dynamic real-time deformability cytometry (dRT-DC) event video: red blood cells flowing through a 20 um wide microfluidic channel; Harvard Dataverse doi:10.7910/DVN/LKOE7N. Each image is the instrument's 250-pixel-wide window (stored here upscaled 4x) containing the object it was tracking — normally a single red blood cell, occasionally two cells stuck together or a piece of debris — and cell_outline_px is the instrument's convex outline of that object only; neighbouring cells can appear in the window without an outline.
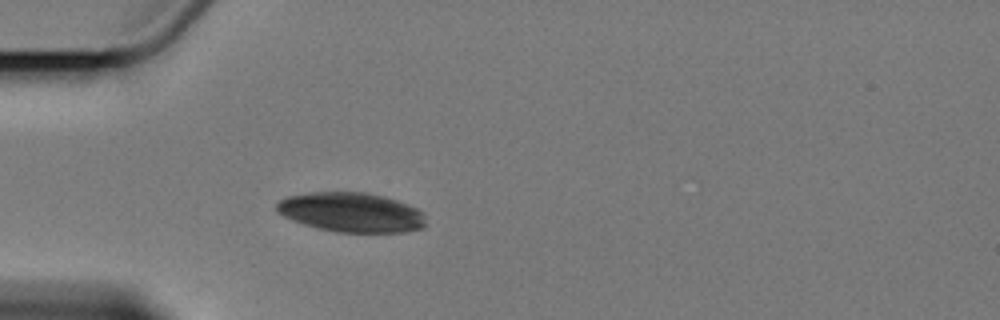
{"species": "Egyptian fruit bat (a non-hibernating species)", "species_latin": "Rousettus aegyptiacus", "temperature_condition": "cold", "stored_images_in_passage": 5, "camera_frame_rate_fps": 3000, "um_per_image_px": 0.085, "animal": {"sex": "female"}, "frame": {"image": 1, "passage_image": 5, "time_ms": 4.667, "image_size_px": [1000, 320], "cell_outline_px": [[424, 228], [408, 232], [336, 232], [316, 228], [292, 220], [276, 212], [276, 204], [280, 200], [288, 196], [308, 192], [368, 192], [384, 196], [408, 204], [424, 212]], "centroid_in_image_um": [29.86, 18.04], "position_along_channel_um": 55.1, "area_um2": 34.62}}